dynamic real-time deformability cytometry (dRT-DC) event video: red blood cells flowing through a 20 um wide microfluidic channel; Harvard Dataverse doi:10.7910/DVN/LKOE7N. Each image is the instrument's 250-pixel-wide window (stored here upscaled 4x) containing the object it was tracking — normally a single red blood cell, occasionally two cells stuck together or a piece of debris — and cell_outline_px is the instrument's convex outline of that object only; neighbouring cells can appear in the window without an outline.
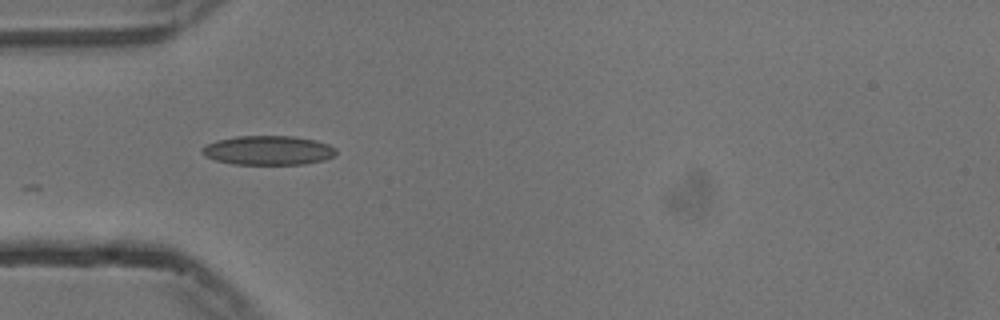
{"species": "common noctule bat (a hibernating species)", "species_latin": "Nyctalus noctula", "temperature_condition": "cold", "stored_images_in_passage": 7, "camera_frame_rate_fps": 3000, "um_per_image_px": 0.085, "animal": {"sex": "male", "body_mass_g": 13.3}, "frame": {"image": 1, "passage_image": 1, "time_ms": 0.0, "image_size_px": [1000, 320], "cell_outline_px": [[336, 152], [332, 156], [324, 160], [304, 164], [236, 164], [216, 160], [204, 156], [200, 152], [200, 148], [216, 140], [236, 136], [292, 136], [316, 140], [328, 144], [336, 148]], "centroid_in_image_um": [22.78, 12.77], "position_along_channel_um": 62.2, "area_um2": 22.83}}
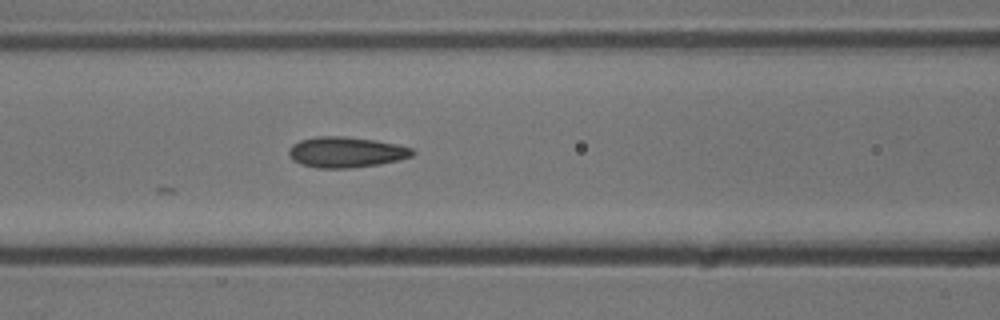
{"frame": {"image": 2, "passage_image": 7, "time_ms": 2.0, "image_size_px": [1000, 320], "cell_outline_px": [[416, 152], [412, 156], [380, 164], [348, 168], [316, 168], [300, 164], [292, 160], [288, 152], [292, 144], [300, 140], [316, 136], [344, 136], [376, 140], [396, 144], [412, 148]], "centroid_in_image_um": [29.39, 12.93], "position_along_channel_um": 137.2, "area_um2": 22.14}}